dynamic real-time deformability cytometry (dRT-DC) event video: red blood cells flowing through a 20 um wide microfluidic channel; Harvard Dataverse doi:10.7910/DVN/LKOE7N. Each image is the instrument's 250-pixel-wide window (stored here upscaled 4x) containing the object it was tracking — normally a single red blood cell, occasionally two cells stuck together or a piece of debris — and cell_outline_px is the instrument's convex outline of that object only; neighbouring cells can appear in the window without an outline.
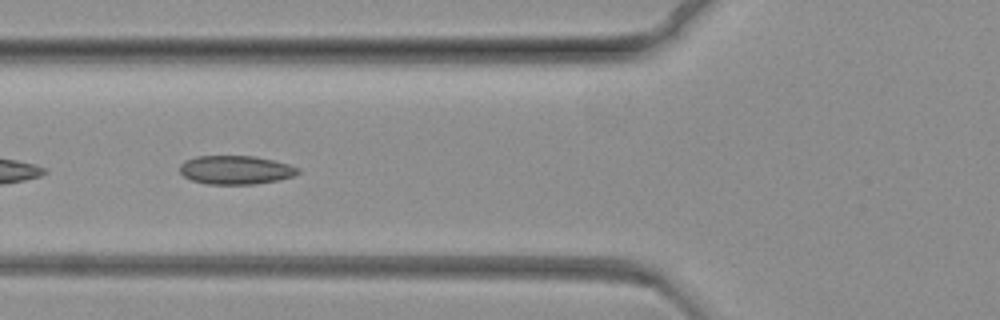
{"species": "common noctule bat (a hibernating species)", "species_latin": "Nyctalus noctula", "temperature_condition": "warm", "stored_images_in_passage": 15, "camera_frame_rate_fps": 3000, "um_per_image_px": 0.085, "animal": {"sex": "female", "body_mass_g": 19.3, "forearm_length_mm": 54.1}, "frame": {"image": 1, "passage_image": 7, "time_ms": 2.0, "image_size_px": [1000, 320], "cell_outline_px": [[300, 172], [292, 176], [276, 180], [256, 184], [208, 184], [192, 180], [184, 176], [180, 172], [180, 164], [184, 160], [196, 156], [256, 156], [288, 164], [300, 168]], "centroid_in_image_um": [20.01, 14.44], "position_along_channel_um": 105.8, "area_um2": 19.71}}
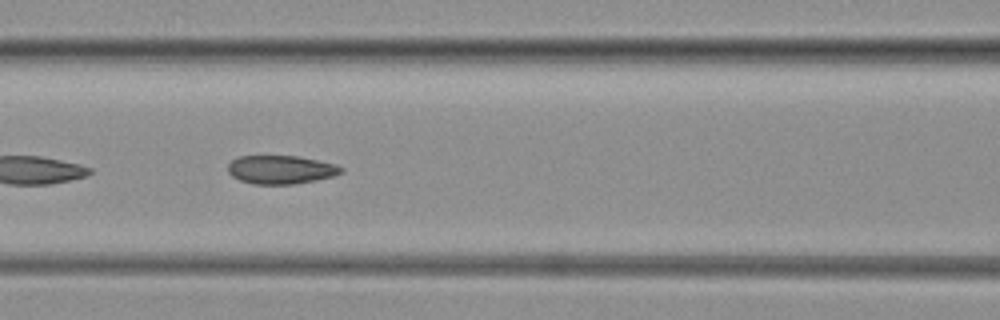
{"frame": {"image": 2, "passage_image": 11, "time_ms": 3.333, "image_size_px": [1000, 320], "cell_outline_px": [[344, 172], [332, 176], [316, 180], [292, 184], [252, 184], [240, 180], [232, 176], [228, 172], [228, 164], [232, 160], [240, 156], [296, 156], [336, 164], [344, 168]], "centroid_in_image_um": [23.87, 14.42], "position_along_channel_um": 142.7, "area_um2": 18.73}}